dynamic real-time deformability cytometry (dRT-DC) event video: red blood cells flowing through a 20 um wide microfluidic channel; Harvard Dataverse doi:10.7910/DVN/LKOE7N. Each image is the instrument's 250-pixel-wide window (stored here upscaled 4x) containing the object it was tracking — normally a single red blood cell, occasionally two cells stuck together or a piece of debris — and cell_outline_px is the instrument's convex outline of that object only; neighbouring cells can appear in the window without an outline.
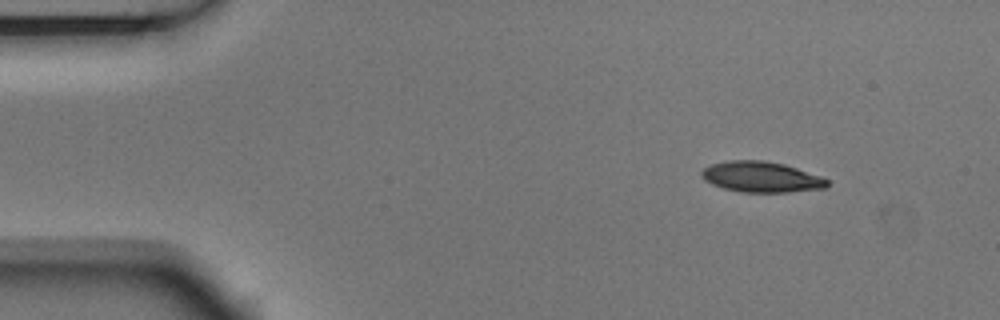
{"species": "Egyptian fruit bat (a non-hibernating species)", "species_latin": "Rousettus aegyptiacus", "temperature_condition": "room temperature", "stored_images_in_passage": 5, "camera_frame_rate_fps": 3000, "um_per_image_px": 0.085, "animal": {"sex": "male"}, "frame": {"image": 1, "passage_image": 1, "time_ms": 0.0, "image_size_px": [1000, 320], "cell_outline_px": [[828, 188], [788, 192], [744, 192], [724, 188], [712, 184], [704, 180], [700, 172], [704, 168], [712, 164], [728, 160], [764, 160], [784, 164], [820, 176], [828, 180]], "centroid_in_image_um": [64.71, 15.04], "position_along_channel_um": 20.3, "area_um2": 22.37}}
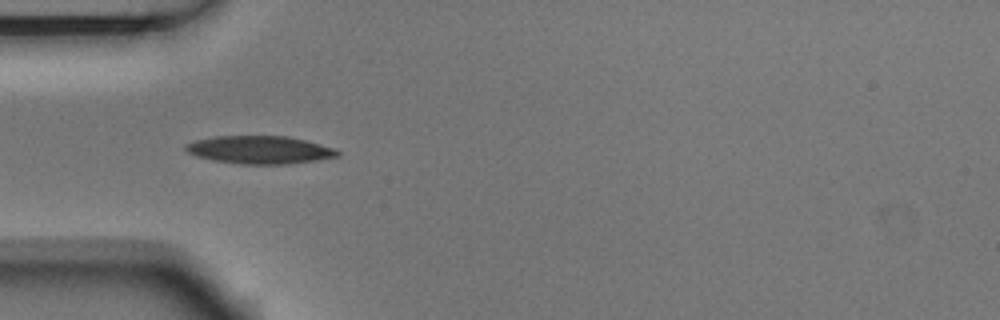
{"frame": {"image": 2, "passage_image": 4, "time_ms": 1.0, "image_size_px": [1000, 320], "cell_outline_px": [[340, 156], [316, 160], [288, 164], [240, 164], [212, 160], [196, 156], [188, 152], [184, 148], [184, 144], [196, 140], [216, 136], [288, 136], [336, 148], [340, 152]], "centroid_in_image_um": [22.08, 12.74], "position_along_channel_um": 62.9, "area_um2": 24.74}}
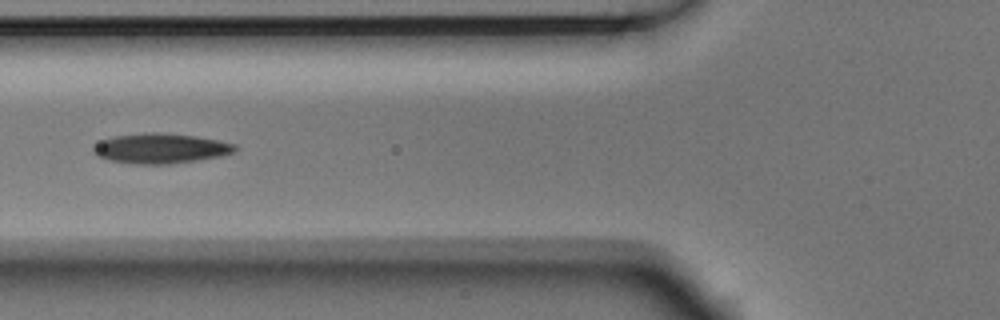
{"frame": {"image": 3, "passage_image": 5, "time_ms": 1.333, "image_size_px": [1000, 320], "cell_outline_px": [[240, 148], [236, 152], [224, 156], [168, 164], [136, 164], [108, 160], [92, 152], [92, 148], [100, 140], [116, 136], [144, 132], [160, 132], [196, 136], [236, 144]], "centroid_in_image_um": [13.69, 12.61], "position_along_channel_um": 112.1, "area_um2": 24.97}}